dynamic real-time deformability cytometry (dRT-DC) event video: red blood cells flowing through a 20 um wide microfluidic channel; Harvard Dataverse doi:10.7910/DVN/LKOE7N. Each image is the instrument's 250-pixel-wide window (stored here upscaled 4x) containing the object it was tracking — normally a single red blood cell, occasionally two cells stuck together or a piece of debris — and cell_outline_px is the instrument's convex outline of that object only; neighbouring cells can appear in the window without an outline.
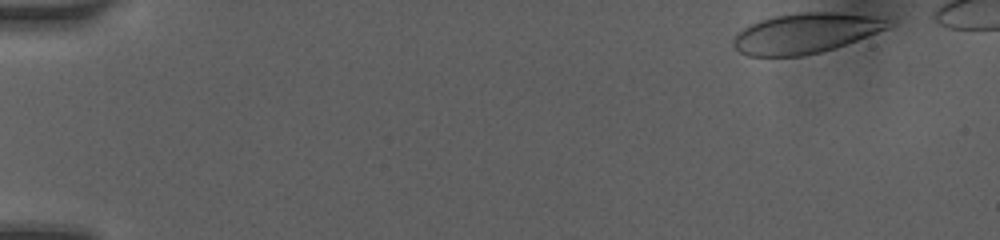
{"species": "human", "species_latin": "Homo sapiens", "temperature_condition": "room temperature", "stored_images_in_passage": 52, "camera_frame_rate_fps": 3000, "um_per_image_px": 0.085, "donor": {"sex": "female"}, "frame": {"image": 1, "passage_image": 1, "time_ms": 0.0, "image_size_px": [1000, 240], "cell_outline_px": [[888, 28], [868, 36], [820, 52], [800, 56], [748, 56], [740, 52], [732, 44], [732, 40], [736, 32], [748, 24], [760, 20], [776, 16], [800, 12], [836, 12], [888, 16]], "centroid_in_image_um": [68.45, 2.8], "position_along_channel_um": 16.5, "area_um2": 36.36}}
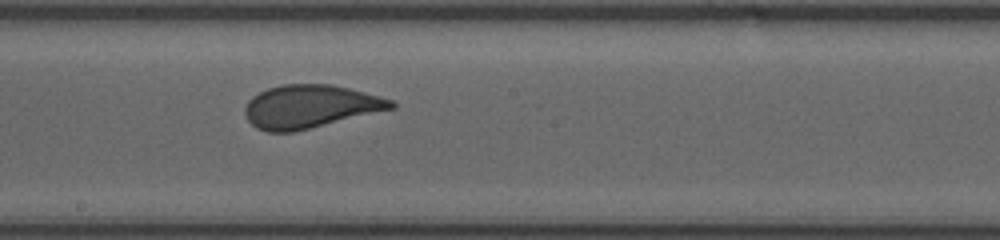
{"frame": {"image": 2, "passage_image": 24, "time_ms": 8.333, "image_size_px": [1000, 240], "cell_outline_px": [[396, 108], [292, 132], [268, 132], [256, 128], [248, 120], [244, 112], [244, 108], [248, 100], [252, 96], [268, 88], [284, 84], [332, 84], [380, 96], [392, 100], [396, 104]], "centroid_in_image_um": [26.35, 9.05], "position_along_channel_um": 221.9, "area_um2": 36.65}}
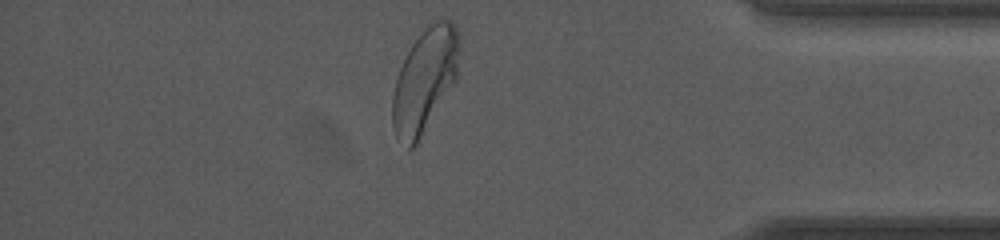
{"frame": {"image": 3, "passage_image": 45, "time_ms": 13.333, "image_size_px": [1000, 240], "cell_outline_px": [[460, 76], [416, 144], [412, 148], [408, 148], [396, 136], [392, 124], [392, 96], [396, 80], [400, 68], [412, 44], [424, 24], [436, 20], [452, 20], [460, 36]], "centroid_in_image_um": [36.16, 6.76], "position_along_channel_um": 399.0, "area_um2": 41.21}}